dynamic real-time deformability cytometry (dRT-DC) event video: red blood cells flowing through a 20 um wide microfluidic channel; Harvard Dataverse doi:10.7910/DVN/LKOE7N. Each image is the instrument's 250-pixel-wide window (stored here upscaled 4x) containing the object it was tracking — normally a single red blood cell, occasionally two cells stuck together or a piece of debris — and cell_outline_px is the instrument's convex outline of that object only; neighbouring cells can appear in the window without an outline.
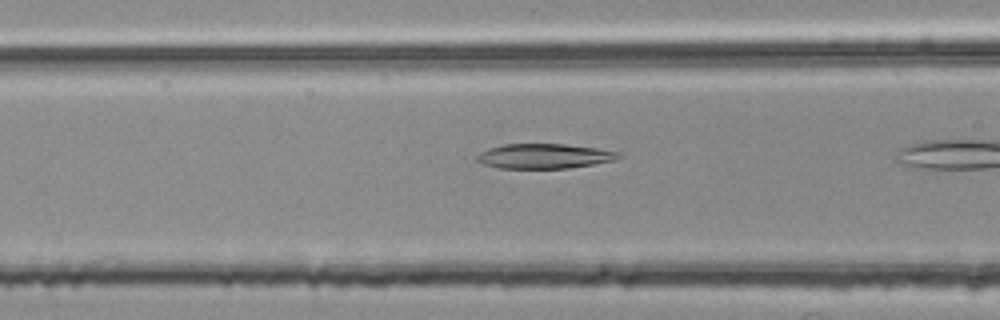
{"species": "common noctule bat (a hibernating species)", "species_latin": "Nyctalus noctula", "temperature_condition": "room temperature", "stored_images_in_passage": 8, "camera_frame_rate_fps": 3000, "um_per_image_px": 0.085, "animal": {"sex": "female", "body_mass_g": 25.1}, "frame": {"image": 1, "passage_image": 6, "time_ms": 1.667, "image_size_px": [1000, 320], "cell_outline_px": [[624, 156], [616, 160], [568, 168], [500, 168], [484, 164], [476, 160], [476, 156], [480, 152], [488, 148], [504, 144], [564, 144], [596, 148], [620, 152]], "centroid_in_image_um": [46.28, 13.27], "position_along_channel_um": 120.3, "area_um2": 20.46}}